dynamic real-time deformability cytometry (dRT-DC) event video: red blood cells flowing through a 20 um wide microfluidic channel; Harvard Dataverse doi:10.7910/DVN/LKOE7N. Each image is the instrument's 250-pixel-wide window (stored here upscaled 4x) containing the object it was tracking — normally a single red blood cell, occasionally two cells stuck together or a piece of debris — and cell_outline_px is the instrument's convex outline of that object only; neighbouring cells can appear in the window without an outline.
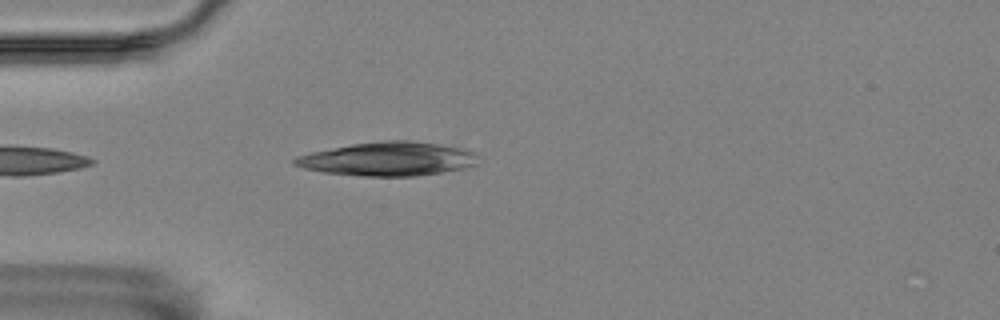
{"species": "Egyptian fruit bat (a non-hibernating species)", "species_latin": "Rousettus aegyptiacus", "temperature_condition": "room temperature", "stored_images_in_passage": 2, "camera_frame_rate_fps": 3000, "um_per_image_px": 0.085, "animal": {"sex": "female"}, "frame": {"image": 1, "passage_image": 2, "time_ms": 0.333, "image_size_px": [1000, 320], "cell_outline_px": [[476, 164], [464, 168], [416, 176], [364, 176], [324, 172], [304, 168], [292, 164], [292, 160], [296, 156], [312, 152], [352, 144], [384, 140], [408, 140], [436, 144], [456, 148], [472, 152], [476, 156]], "centroid_in_image_um": [32.91, 13.51], "position_along_channel_um": 52.1, "area_um2": 35.55}}